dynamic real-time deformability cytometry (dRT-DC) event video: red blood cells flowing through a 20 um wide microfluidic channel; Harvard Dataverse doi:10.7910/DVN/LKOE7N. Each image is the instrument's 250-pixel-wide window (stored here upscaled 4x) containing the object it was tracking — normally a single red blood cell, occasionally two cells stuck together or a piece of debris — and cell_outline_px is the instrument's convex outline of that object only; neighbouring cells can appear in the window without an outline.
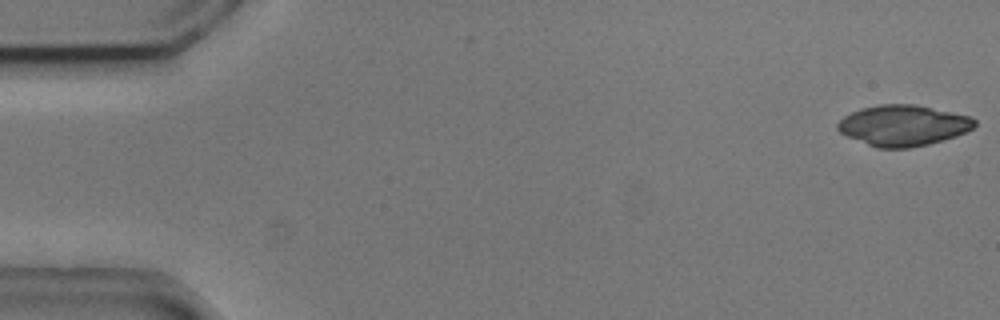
{"species": "common noctule bat (a hibernating species)", "species_latin": "Nyctalus noctula", "temperature_condition": "cold", "stored_images_in_passage": 53, "camera_frame_rate_fps": 3000, "um_per_image_px": 0.085, "animal": {"sex": "male", "body_mass_g": 20.5, "forearm_length_mm": 52.5}, "frame": {"image": 1, "passage_image": 1, "time_ms": 0.0, "image_size_px": [1000, 320], "cell_outline_px": [[976, 124], [972, 128], [956, 136], [944, 140], [928, 144], [908, 148], [876, 148], [848, 136], [840, 132], [836, 128], [836, 124], [844, 116], [860, 108], [880, 104], [916, 104], [972, 116], [976, 120]], "centroid_in_image_um": [76.78, 10.65], "position_along_channel_um": 8.2, "area_um2": 32.66}}